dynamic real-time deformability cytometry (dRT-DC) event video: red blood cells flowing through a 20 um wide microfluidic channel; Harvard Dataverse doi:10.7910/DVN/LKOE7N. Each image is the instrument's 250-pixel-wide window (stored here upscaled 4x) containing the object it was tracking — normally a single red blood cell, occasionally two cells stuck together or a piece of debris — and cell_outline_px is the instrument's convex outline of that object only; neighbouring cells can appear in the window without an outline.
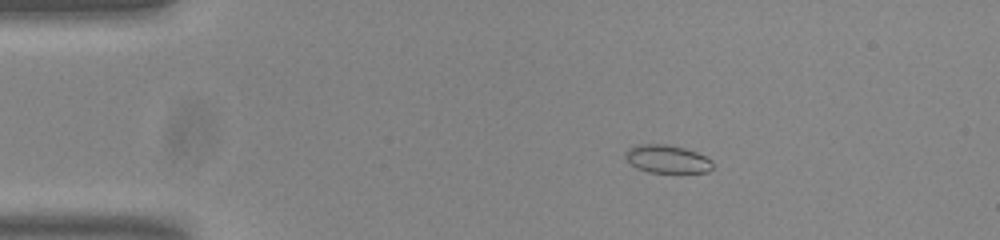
{"species": "common noctule bat (a hibernating species)", "species_latin": "Nyctalus noctula", "temperature_condition": "room temperature", "stored_images_in_passage": 47, "camera_frame_rate_fps": 3000, "um_per_image_px": 0.085, "animal": {"sex": "male", "body_mass_g": 20.0, "forearm_length_mm": 53.3}, "frame": {"image": 1, "passage_image": 2, "time_ms": 0.333, "image_size_px": [1000, 240], "cell_outline_px": [[712, 168], [708, 172], [648, 172], [636, 168], [624, 156], [624, 152], [628, 148], [640, 144], [664, 144], [684, 148], [696, 152], [712, 160]], "centroid_in_image_um": [56.69, 13.51], "position_along_channel_um": 28.3, "area_um2": 14.16}}
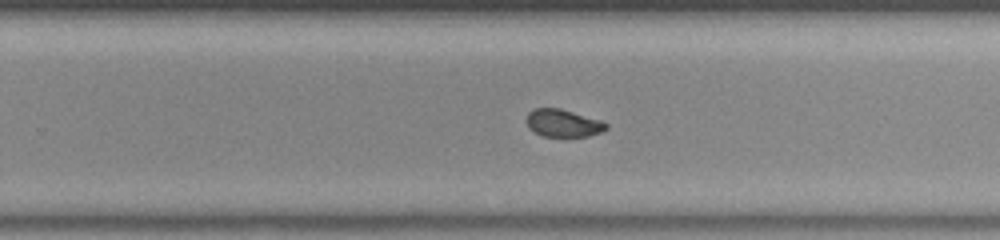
{"frame": {"image": 2, "passage_image": 27, "time_ms": 8.667, "image_size_px": [1000, 240], "cell_outline_px": [[608, 128], [600, 132], [588, 136], [544, 136], [528, 128], [524, 120], [528, 112], [532, 108], [560, 108], [600, 120], [608, 124]], "centroid_in_image_um": [47.81, 10.45], "position_along_channel_um": 282.0, "area_um2": 12.83}}
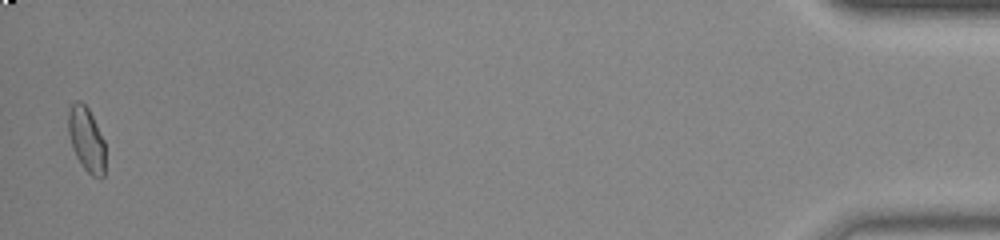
{"frame": {"image": 3, "passage_image": 46, "time_ms": 15.0, "image_size_px": [1000, 240], "cell_outline_px": [[104, 176], [100, 180], [92, 176], [84, 168], [76, 156], [72, 148], [68, 132], [68, 112], [72, 104], [76, 100], [80, 100], [88, 108], [104, 140]], "centroid_in_image_um": [7.34, 11.86], "position_along_channel_um": 427.9, "area_um2": 13.87}, "authors_computed_cell_mechanics": {"area_um2": 13.872, "velocity_mm_per_s": 3.7669, "shape_relaxation_time_tau1_ms": 7.9378, "shape_relaxation_time_tau2_ms": 1.2035, "deformation_change_tau1": 0.1135, "deformation_change_tau2": 0.0573}}